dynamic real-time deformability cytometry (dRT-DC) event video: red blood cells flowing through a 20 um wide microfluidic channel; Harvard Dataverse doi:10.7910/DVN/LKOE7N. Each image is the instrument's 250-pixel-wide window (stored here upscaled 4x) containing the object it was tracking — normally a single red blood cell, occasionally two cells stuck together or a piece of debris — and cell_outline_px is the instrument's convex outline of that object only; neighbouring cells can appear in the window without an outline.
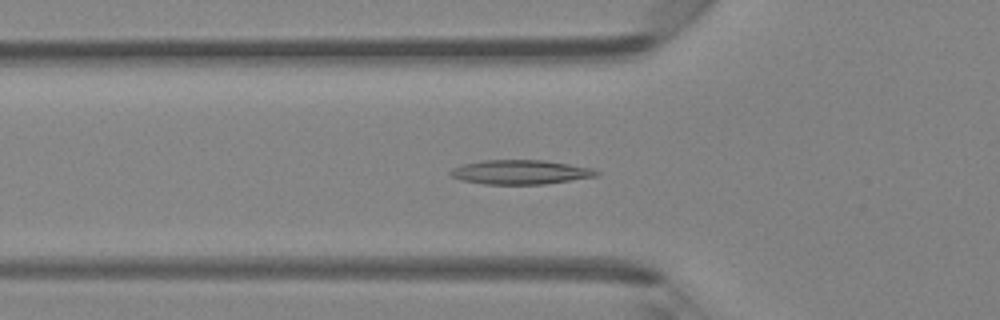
{"species": "Egyptian fruit bat (a non-hibernating species)", "species_latin": "Rousettus aegyptiacus", "temperature_condition": "room temperature", "stored_images_in_passage": 32, "camera_frame_rate_fps": 3000, "um_per_image_px": 0.085, "animal": {"sex": "female"}, "frame": {"image": 1, "passage_image": 2, "time_ms": 0.333, "image_size_px": [1000, 320], "cell_outline_px": [[600, 172], [596, 176], [544, 184], [484, 184], [460, 180], [452, 176], [448, 172], [452, 168], [464, 164], [480, 160], [544, 160], [592, 168]], "centroid_in_image_um": [44.19, 14.63], "position_along_channel_um": 81.6, "area_um2": 20.58}}
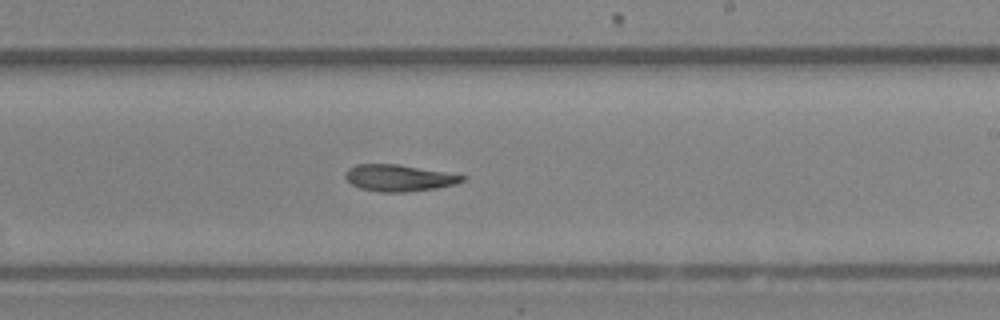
{"frame": {"image": 2, "passage_image": 14, "time_ms": 4.333, "image_size_px": [1000, 320], "cell_outline_px": [[468, 176], [464, 180], [456, 184], [436, 188], [408, 192], [380, 192], [360, 188], [352, 184], [344, 176], [344, 172], [348, 168], [356, 164], [396, 164]], "centroid_in_image_um": [33.89, 15.13], "position_along_channel_um": 255.1, "area_um2": 18.09}}
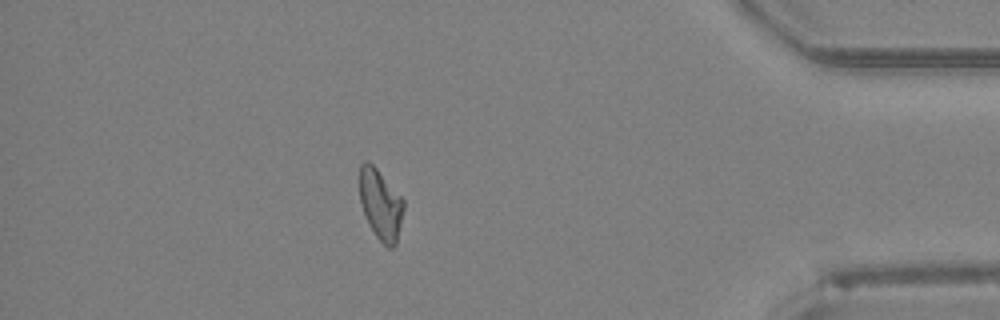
{"frame": {"image": 3, "passage_image": 27, "time_ms": 8.667, "image_size_px": [1000, 320], "cell_outline_px": [[404, 208], [396, 244], [392, 248], [388, 248], [376, 236], [360, 204], [360, 164], [364, 160], [368, 160], [376, 168], [404, 200]], "centroid_in_image_um": [32.35, 17.36], "position_along_channel_um": 402.8, "area_um2": 17.74}, "authors_computed_cell_mechanics": {"area_um2": 18.2937, "velocity_mm_per_s": 4.351, "shape_relaxation_time_tau1_ms": null, "shape_relaxation_time_tau2_ms": 10.4766, "deformation_change_tau1": null, "deformation_change_tau2": 0.2076}}